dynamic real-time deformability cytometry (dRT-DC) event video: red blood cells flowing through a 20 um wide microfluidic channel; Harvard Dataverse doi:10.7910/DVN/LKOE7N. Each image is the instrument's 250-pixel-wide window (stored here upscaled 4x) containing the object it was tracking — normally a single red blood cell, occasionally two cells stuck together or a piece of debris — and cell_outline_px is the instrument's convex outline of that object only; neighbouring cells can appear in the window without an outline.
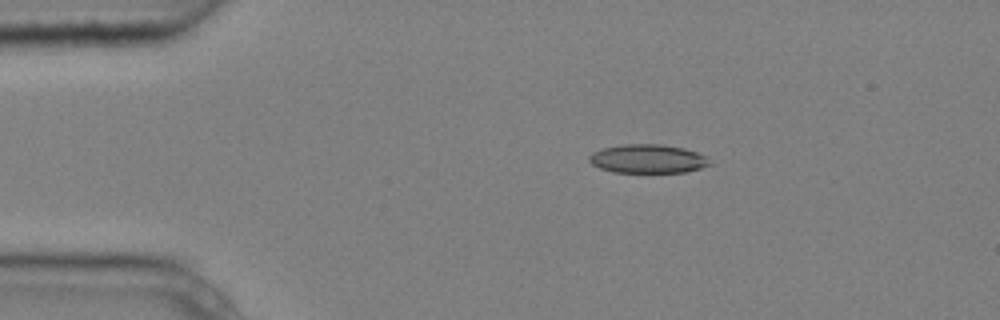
{"species": "common noctule bat (a hibernating species)", "species_latin": "Nyctalus noctula", "temperature_condition": "cold", "stored_images_in_passage": 5, "camera_frame_rate_fps": 3000, "um_per_image_px": 0.085, "animal": {"sex": "male", "body_mass_g": 20.4}, "frame": {"image": 1, "passage_image": 3, "time_ms": 0.667, "image_size_px": [1000, 320], "cell_outline_px": [[712, 164], [700, 168], [684, 172], [612, 172], [600, 168], [592, 164], [588, 160], [588, 156], [592, 152], [604, 148], [624, 144], [664, 144], [684, 148], [696, 152], [704, 156]], "centroid_in_image_um": [55.03, 13.49], "position_along_channel_um": 30.0, "area_um2": 20.11}}